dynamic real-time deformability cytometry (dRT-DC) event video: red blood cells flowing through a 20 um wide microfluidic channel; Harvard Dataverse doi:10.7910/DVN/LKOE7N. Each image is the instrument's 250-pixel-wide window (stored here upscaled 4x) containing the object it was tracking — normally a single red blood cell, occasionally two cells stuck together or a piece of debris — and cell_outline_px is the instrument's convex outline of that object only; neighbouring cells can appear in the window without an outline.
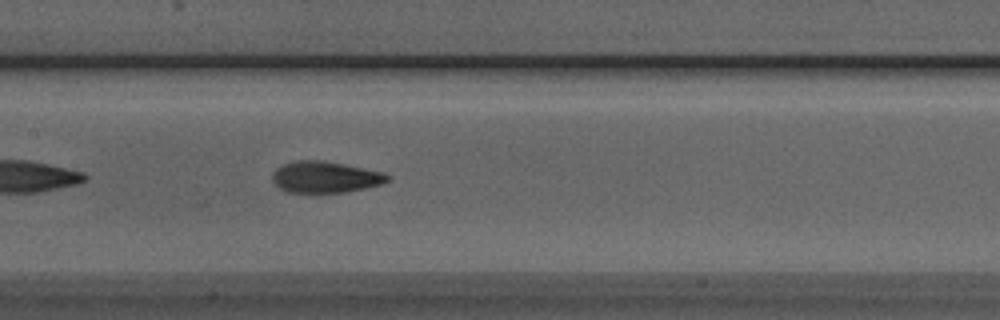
{"species": "Egyptian fruit bat (a non-hibernating species)", "species_latin": "Rousettus aegyptiacus", "temperature_condition": "room temperature", "stored_images_in_passage": 26, "camera_frame_rate_fps": 3000, "um_per_image_px": 0.085, "animal": {"sex": "male"}, "frame": {"image": 1, "passage_image": 11, "time_ms": 3.333, "image_size_px": [1000, 320], "cell_outline_px": [[392, 176], [384, 184], [344, 192], [284, 192], [272, 180], [272, 172], [276, 168], [284, 164], [296, 160], [320, 160], [344, 164], [384, 172]], "centroid_in_image_um": [27.65, 15.04], "position_along_channel_um": 179.7, "area_um2": 21.1}}
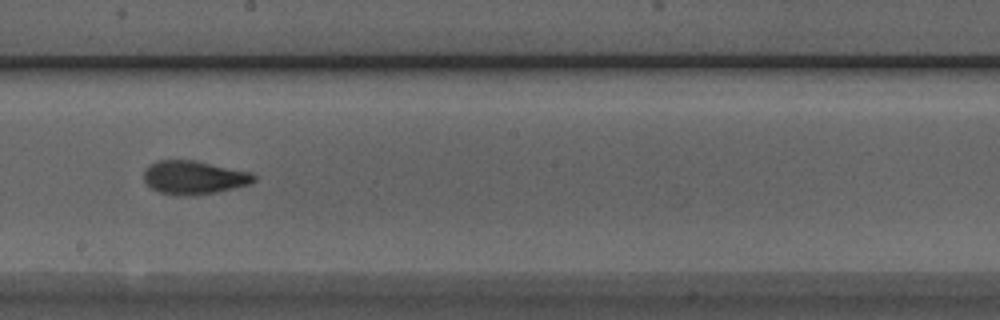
{"frame": {"image": 2, "passage_image": 15, "time_ms": 4.667, "image_size_px": [1000, 320], "cell_outline_px": [[256, 180], [248, 184], [216, 192], [192, 196], [180, 196], [160, 192], [152, 188], [144, 180], [144, 168], [148, 164], [156, 160], [192, 160], [252, 172], [256, 176]], "centroid_in_image_um": [16.46, 15.08], "position_along_channel_um": 231.7, "area_um2": 21.5}}
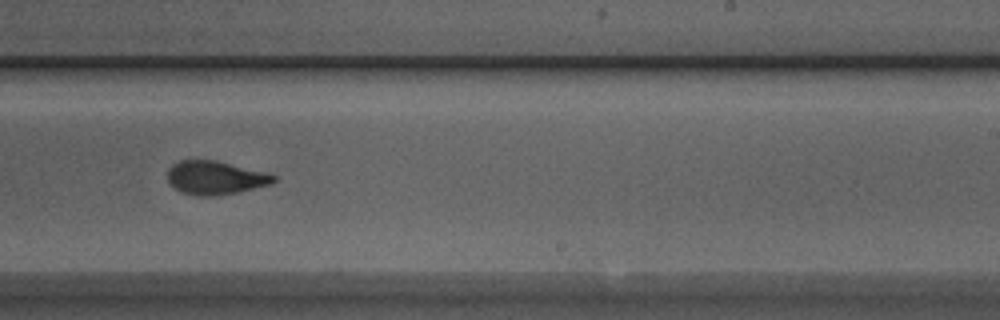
{"frame": {"image": 3, "passage_image": 18, "time_ms": 5.667, "image_size_px": [1000, 320], "cell_outline_px": [[276, 180], [272, 184], [236, 192], [216, 196], [200, 196], [180, 192], [168, 180], [168, 168], [172, 164], [180, 160], [216, 160], [268, 172], [276, 176]], "centroid_in_image_um": [18.32, 15.1], "position_along_channel_um": 270.7, "area_um2": 20.81}, "authors_computed_cell_mechanics": {"area_um2": 21.1259, "velocity_mm_per_s": 3.9188, "shape_relaxation_time_tau1_ms": 4.5155, "shape_relaxation_time_tau2_ms": 1.7075, "deformation_change_tau1": 0.1869, "deformation_change_tau2": 0.0811}}